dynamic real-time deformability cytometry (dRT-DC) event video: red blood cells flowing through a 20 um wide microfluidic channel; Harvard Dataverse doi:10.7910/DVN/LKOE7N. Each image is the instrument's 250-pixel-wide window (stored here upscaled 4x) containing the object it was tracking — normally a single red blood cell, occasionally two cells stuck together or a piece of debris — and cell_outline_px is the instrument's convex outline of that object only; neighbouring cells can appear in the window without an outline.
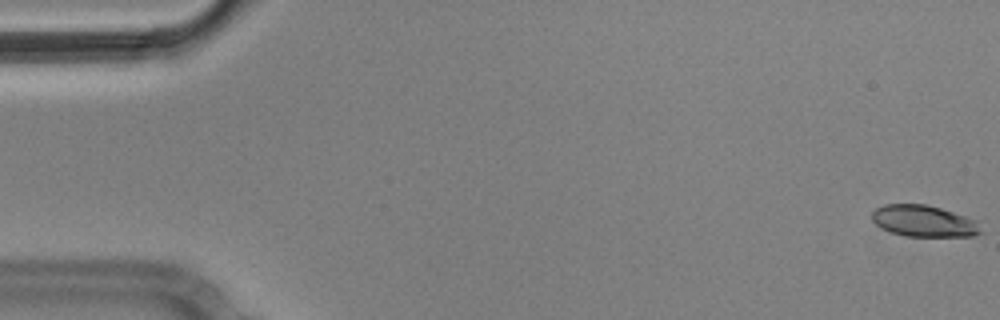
{"species": "Egyptian fruit bat (a non-hibernating species)", "species_latin": "Rousettus aegyptiacus", "temperature_condition": "cold", "stored_images_in_passage": 57, "camera_frame_rate_fps": 3000, "um_per_image_px": 0.085, "animal": {"sex": "male"}, "frame": {"image": 1, "passage_image": 1, "time_ms": 0.0, "image_size_px": [1000, 320], "cell_outline_px": [[984, 232], [972, 236], [904, 236], [888, 232], [880, 228], [872, 220], [872, 212], [876, 208], [884, 204], [928, 204], [976, 220]], "centroid_in_image_um": [78.5, 18.79], "position_along_channel_um": 6.5, "area_um2": 20.11}}
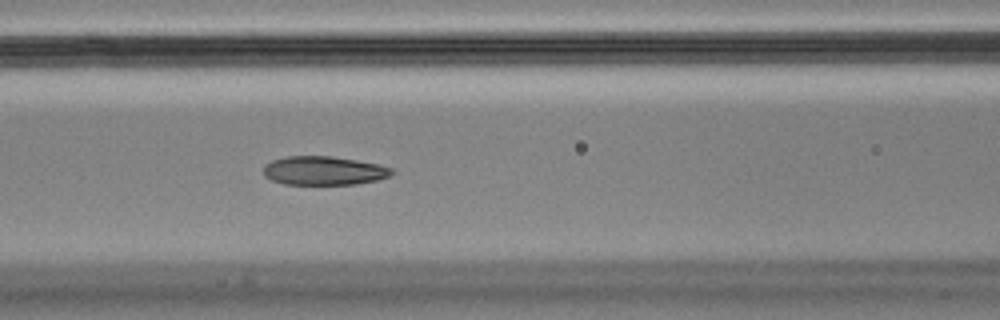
{"frame": {"image": 2, "passage_image": 24, "time_ms": 7.667, "image_size_px": [1000, 320], "cell_outline_px": [[392, 172], [388, 176], [376, 180], [356, 184], [284, 184], [272, 180], [264, 176], [264, 164], [272, 160], [288, 156], [332, 156], [356, 160], [376, 164], [392, 168]], "centroid_in_image_um": [27.47, 14.5], "position_along_channel_um": 139.1, "area_um2": 21.33}}
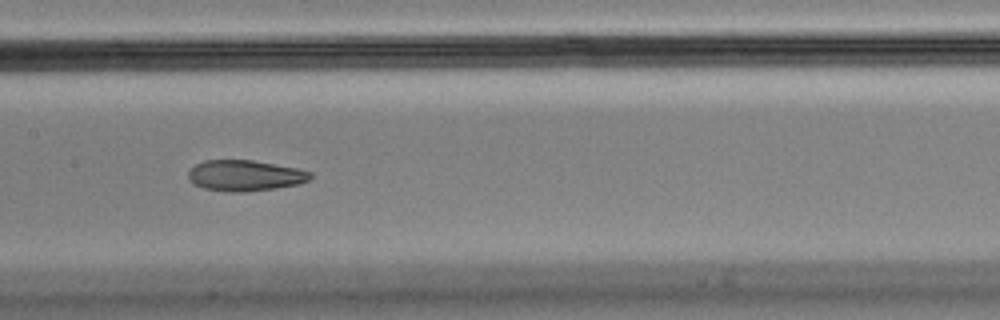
{"frame": {"image": 3, "passage_image": 28, "time_ms": 9.0, "image_size_px": [1000, 320], "cell_outline_px": [[312, 176], [308, 180], [300, 184], [276, 188], [244, 192], [228, 192], [204, 188], [196, 184], [188, 176], [188, 172], [196, 164], [204, 160], [252, 160], [296, 168], [312, 172]], "centroid_in_image_um": [20.85, 14.92], "position_along_channel_um": 186.5, "area_um2": 21.79}, "authors_computed_cell_mechanics": {"area_um2": 22.3108, "velocity_mm_per_s": 3.5556, "shape_relaxation_time_tau1_ms": null, "shape_relaxation_time_tau2_ms": 1.925, "deformation_change_tau1": null, "deformation_change_tau2": 0.0714}}